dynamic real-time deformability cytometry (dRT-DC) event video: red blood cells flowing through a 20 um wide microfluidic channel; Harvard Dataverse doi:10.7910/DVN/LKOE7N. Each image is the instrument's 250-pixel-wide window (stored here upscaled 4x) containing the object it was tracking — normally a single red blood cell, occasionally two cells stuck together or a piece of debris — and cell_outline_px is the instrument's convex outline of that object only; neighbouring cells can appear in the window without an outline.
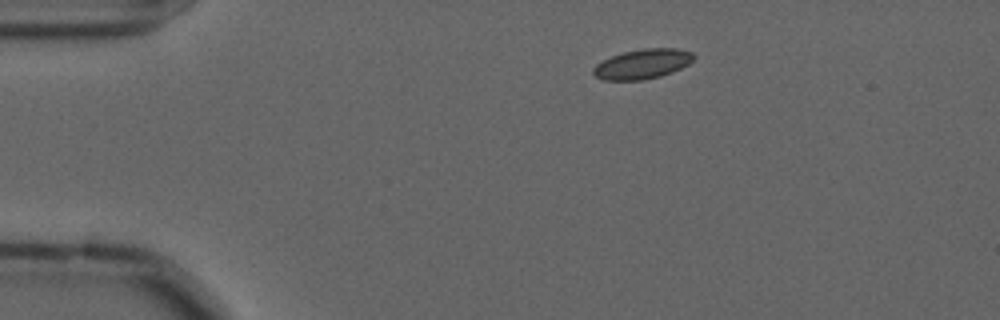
{"species": "common noctule bat (a hibernating species)", "species_latin": "Nyctalus noctula", "temperature_condition": "cold", "stored_images_in_passage": 48, "camera_frame_rate_fps": 3000, "um_per_image_px": 0.085, "animal": {"sex": "male", "forearm_length_mm": 52.5}, "frame": {"image": 1, "passage_image": 1, "time_ms": 0.0, "image_size_px": [1000, 320], "cell_outline_px": [[696, 56], [688, 64], [672, 72], [660, 76], [640, 80], [604, 80], [596, 76], [592, 72], [592, 68], [596, 64], [612, 56], [624, 52], [644, 48], [680, 48], [692, 52]], "centroid_in_image_um": [54.63, 5.43], "position_along_channel_um": 30.4, "area_um2": 17.34}}
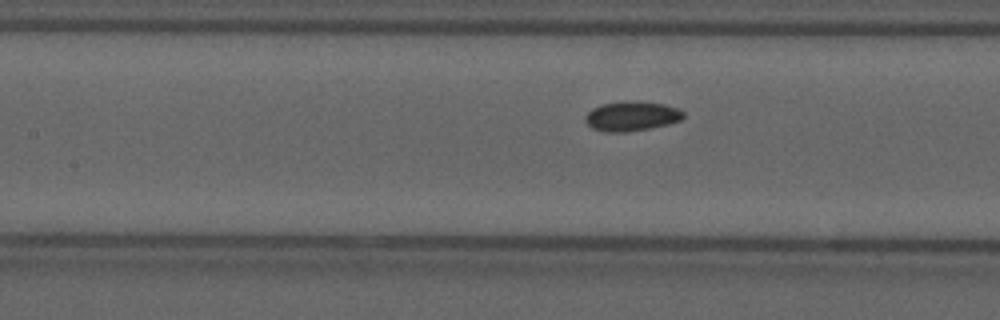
{"frame": {"image": 2, "passage_image": 16, "time_ms": 5.0, "image_size_px": [1000, 320], "cell_outline_px": [[684, 116], [680, 120], [668, 124], [652, 128], [628, 132], [604, 132], [592, 128], [584, 120], [584, 116], [592, 108], [600, 104], [624, 100], [664, 104], [680, 108], [684, 112]], "centroid_in_image_um": [53.67, 9.87], "position_along_channel_um": 153.7, "area_um2": 17.22}}
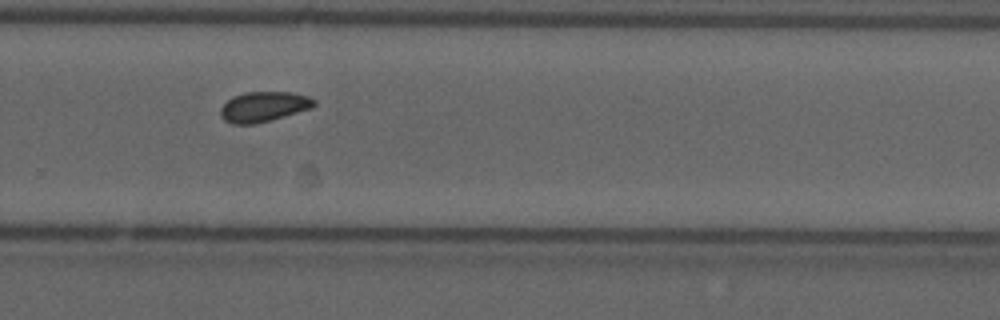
{"frame": {"image": 3, "passage_image": 29, "time_ms": 9.333, "image_size_px": [1000, 320], "cell_outline_px": [[316, 104], [312, 108], [256, 124], [232, 124], [224, 120], [220, 116], [220, 108], [232, 96], [244, 92], [292, 92], [308, 96], [316, 100]], "centroid_in_image_um": [22.4, 9.06], "position_along_channel_um": 307.4, "area_um2": 16.53}, "authors_computed_cell_mechanics": {"area_um2": 16.473, "velocity_mm_per_s": 3.5616, "shape_relaxation_time_tau1_ms": null, "shape_relaxation_time_tau2_ms": 10.8435, "deformation_change_tau1": null, "deformation_change_tau2": 0.1097}}